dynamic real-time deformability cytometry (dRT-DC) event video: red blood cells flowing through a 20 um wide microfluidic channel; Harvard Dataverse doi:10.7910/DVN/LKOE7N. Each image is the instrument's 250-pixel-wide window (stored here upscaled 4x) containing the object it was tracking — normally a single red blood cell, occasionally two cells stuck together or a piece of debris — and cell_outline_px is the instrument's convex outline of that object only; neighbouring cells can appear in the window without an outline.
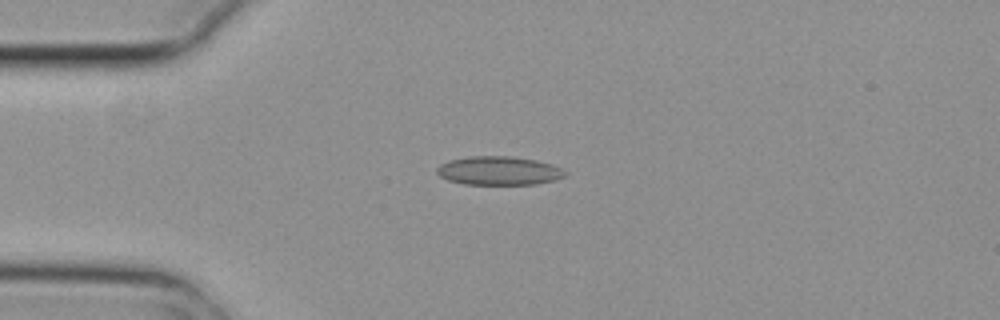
{"species": "common noctule bat (a hibernating species)", "species_latin": "Nyctalus noctula", "temperature_condition": "cold", "stored_images_in_passage": 8, "camera_frame_rate_fps": 3000, "um_per_image_px": 0.085, "animal": {"sex": "female", "body_mass_g": 29.2, "forearm_length_mm": 56.3}, "frame": {"image": 1, "passage_image": 4, "time_ms": 1.0, "image_size_px": [1000, 320], "cell_outline_px": [[568, 172], [564, 176], [556, 180], [536, 184], [464, 184], [448, 180], [440, 176], [436, 172], [436, 168], [440, 164], [448, 160], [472, 156], [512, 156], [536, 160], [552, 164]], "centroid_in_image_um": [42.4, 14.51], "position_along_channel_um": 42.6, "area_um2": 21.5}}
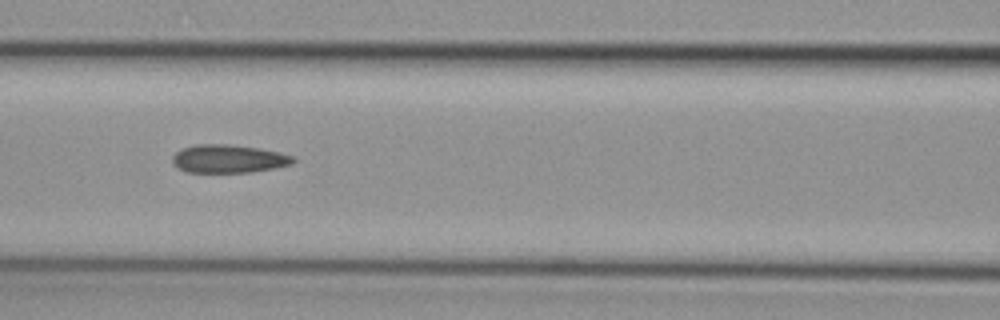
{"frame": {"image": 2, "passage_image": 7, "time_ms": 2.0, "image_size_px": [1000, 320], "cell_outline_px": [[296, 160], [292, 164], [276, 168], [252, 172], [188, 172], [176, 168], [172, 164], [172, 156], [176, 152], [184, 148], [196, 144], [228, 144], [260, 148], [280, 152], [292, 156]], "centroid_in_image_um": [19.42, 13.5], "position_along_channel_um": 147.2, "area_um2": 20.0}}
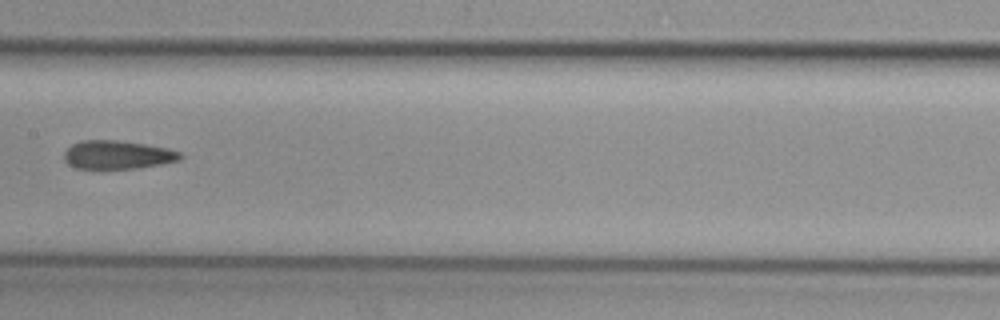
{"frame": {"image": 3, "passage_image": 8, "time_ms": 2.333, "image_size_px": [1000, 320], "cell_outline_px": [[184, 156], [180, 160], [140, 168], [76, 168], [68, 164], [64, 160], [64, 152], [72, 144], [80, 140], [116, 140], [144, 144], [168, 148], [180, 152]], "centroid_in_image_um": [9.99, 13.15], "position_along_channel_um": 197.4, "area_um2": 19.25}}